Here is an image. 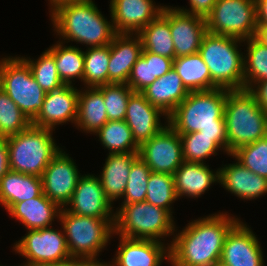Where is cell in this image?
I'll return each instance as SVG.
<instances>
[{
  "label": "cell",
  "instance_id": "cell-1",
  "mask_svg": "<svg viewBox=\"0 0 267 266\" xmlns=\"http://www.w3.org/2000/svg\"><path fill=\"white\" fill-rule=\"evenodd\" d=\"M205 217L189 222L174 234L168 244L172 266H211L220 260L226 235L240 219L227 212Z\"/></svg>",
  "mask_w": 267,
  "mask_h": 266
},
{
  "label": "cell",
  "instance_id": "cell-2",
  "mask_svg": "<svg viewBox=\"0 0 267 266\" xmlns=\"http://www.w3.org/2000/svg\"><path fill=\"white\" fill-rule=\"evenodd\" d=\"M227 89L215 88L189 92L168 116V124L178 134L200 132L213 137L227 154V134L224 118Z\"/></svg>",
  "mask_w": 267,
  "mask_h": 266
},
{
  "label": "cell",
  "instance_id": "cell-3",
  "mask_svg": "<svg viewBox=\"0 0 267 266\" xmlns=\"http://www.w3.org/2000/svg\"><path fill=\"white\" fill-rule=\"evenodd\" d=\"M50 17L61 42L74 41L88 48L107 46L117 34L113 22L105 19L92 0L62 5Z\"/></svg>",
  "mask_w": 267,
  "mask_h": 266
},
{
  "label": "cell",
  "instance_id": "cell-4",
  "mask_svg": "<svg viewBox=\"0 0 267 266\" xmlns=\"http://www.w3.org/2000/svg\"><path fill=\"white\" fill-rule=\"evenodd\" d=\"M224 118L227 155L267 136V112L250 90H228Z\"/></svg>",
  "mask_w": 267,
  "mask_h": 266
},
{
  "label": "cell",
  "instance_id": "cell-5",
  "mask_svg": "<svg viewBox=\"0 0 267 266\" xmlns=\"http://www.w3.org/2000/svg\"><path fill=\"white\" fill-rule=\"evenodd\" d=\"M243 42L238 38L208 31L204 34L199 54L207 65L211 82L216 88L244 89V56L239 49Z\"/></svg>",
  "mask_w": 267,
  "mask_h": 266
},
{
  "label": "cell",
  "instance_id": "cell-6",
  "mask_svg": "<svg viewBox=\"0 0 267 266\" xmlns=\"http://www.w3.org/2000/svg\"><path fill=\"white\" fill-rule=\"evenodd\" d=\"M53 130L30 125L7 137L10 170L41 177L52 158L60 151Z\"/></svg>",
  "mask_w": 267,
  "mask_h": 266
},
{
  "label": "cell",
  "instance_id": "cell-7",
  "mask_svg": "<svg viewBox=\"0 0 267 266\" xmlns=\"http://www.w3.org/2000/svg\"><path fill=\"white\" fill-rule=\"evenodd\" d=\"M173 219L169 211L146 201L121 204V208L115 211L114 234L162 242L164 237L174 235L178 230Z\"/></svg>",
  "mask_w": 267,
  "mask_h": 266
},
{
  "label": "cell",
  "instance_id": "cell-8",
  "mask_svg": "<svg viewBox=\"0 0 267 266\" xmlns=\"http://www.w3.org/2000/svg\"><path fill=\"white\" fill-rule=\"evenodd\" d=\"M59 221L71 257L100 262L97 256L114 235L115 219L75 215L62 208Z\"/></svg>",
  "mask_w": 267,
  "mask_h": 266
},
{
  "label": "cell",
  "instance_id": "cell-9",
  "mask_svg": "<svg viewBox=\"0 0 267 266\" xmlns=\"http://www.w3.org/2000/svg\"><path fill=\"white\" fill-rule=\"evenodd\" d=\"M1 89L32 122L42 109L46 92L33 78L22 57L7 56L0 60Z\"/></svg>",
  "mask_w": 267,
  "mask_h": 266
},
{
  "label": "cell",
  "instance_id": "cell-10",
  "mask_svg": "<svg viewBox=\"0 0 267 266\" xmlns=\"http://www.w3.org/2000/svg\"><path fill=\"white\" fill-rule=\"evenodd\" d=\"M205 21L210 33L247 40L256 32L255 0H218Z\"/></svg>",
  "mask_w": 267,
  "mask_h": 266
},
{
  "label": "cell",
  "instance_id": "cell-11",
  "mask_svg": "<svg viewBox=\"0 0 267 266\" xmlns=\"http://www.w3.org/2000/svg\"><path fill=\"white\" fill-rule=\"evenodd\" d=\"M13 249L26 258L24 266H50L71 258L62 227L58 231L52 226L28 230Z\"/></svg>",
  "mask_w": 267,
  "mask_h": 266
},
{
  "label": "cell",
  "instance_id": "cell-12",
  "mask_svg": "<svg viewBox=\"0 0 267 266\" xmlns=\"http://www.w3.org/2000/svg\"><path fill=\"white\" fill-rule=\"evenodd\" d=\"M138 155L151 172L173 175L184 162L181 138L169 124L142 143Z\"/></svg>",
  "mask_w": 267,
  "mask_h": 266
},
{
  "label": "cell",
  "instance_id": "cell-13",
  "mask_svg": "<svg viewBox=\"0 0 267 266\" xmlns=\"http://www.w3.org/2000/svg\"><path fill=\"white\" fill-rule=\"evenodd\" d=\"M80 176L74 160L60 149L41 176L43 193L64 208L70 202Z\"/></svg>",
  "mask_w": 267,
  "mask_h": 266
},
{
  "label": "cell",
  "instance_id": "cell-14",
  "mask_svg": "<svg viewBox=\"0 0 267 266\" xmlns=\"http://www.w3.org/2000/svg\"><path fill=\"white\" fill-rule=\"evenodd\" d=\"M69 206L65 209L75 215L90 216L100 219H115L111 202L106 198L101 181L93 174L81 175Z\"/></svg>",
  "mask_w": 267,
  "mask_h": 266
},
{
  "label": "cell",
  "instance_id": "cell-15",
  "mask_svg": "<svg viewBox=\"0 0 267 266\" xmlns=\"http://www.w3.org/2000/svg\"><path fill=\"white\" fill-rule=\"evenodd\" d=\"M239 220L226 235L220 260L230 266H265L256 235Z\"/></svg>",
  "mask_w": 267,
  "mask_h": 266
},
{
  "label": "cell",
  "instance_id": "cell-16",
  "mask_svg": "<svg viewBox=\"0 0 267 266\" xmlns=\"http://www.w3.org/2000/svg\"><path fill=\"white\" fill-rule=\"evenodd\" d=\"M74 85H63L46 93L42 109L32 125L55 131L56 125L66 122L75 124L78 110L79 90Z\"/></svg>",
  "mask_w": 267,
  "mask_h": 266
},
{
  "label": "cell",
  "instance_id": "cell-17",
  "mask_svg": "<svg viewBox=\"0 0 267 266\" xmlns=\"http://www.w3.org/2000/svg\"><path fill=\"white\" fill-rule=\"evenodd\" d=\"M154 0H110V17L117 34H138L163 10ZM155 3V4H154Z\"/></svg>",
  "mask_w": 267,
  "mask_h": 266
},
{
  "label": "cell",
  "instance_id": "cell-18",
  "mask_svg": "<svg viewBox=\"0 0 267 266\" xmlns=\"http://www.w3.org/2000/svg\"><path fill=\"white\" fill-rule=\"evenodd\" d=\"M119 238L116 257L105 266H160L163 260L170 262V246L165 242Z\"/></svg>",
  "mask_w": 267,
  "mask_h": 266
},
{
  "label": "cell",
  "instance_id": "cell-19",
  "mask_svg": "<svg viewBox=\"0 0 267 266\" xmlns=\"http://www.w3.org/2000/svg\"><path fill=\"white\" fill-rule=\"evenodd\" d=\"M161 116L168 119L158 107L150 104L141 92H134L127 103L125 122L132 131L133 138L140 146L159 133L167 124L161 123ZM166 117V118H165Z\"/></svg>",
  "mask_w": 267,
  "mask_h": 266
},
{
  "label": "cell",
  "instance_id": "cell-20",
  "mask_svg": "<svg viewBox=\"0 0 267 266\" xmlns=\"http://www.w3.org/2000/svg\"><path fill=\"white\" fill-rule=\"evenodd\" d=\"M170 32L175 58L199 52L202 38L207 32L205 18L170 7Z\"/></svg>",
  "mask_w": 267,
  "mask_h": 266
},
{
  "label": "cell",
  "instance_id": "cell-21",
  "mask_svg": "<svg viewBox=\"0 0 267 266\" xmlns=\"http://www.w3.org/2000/svg\"><path fill=\"white\" fill-rule=\"evenodd\" d=\"M142 40L138 34H116L110 43L108 84H127L132 67L141 56Z\"/></svg>",
  "mask_w": 267,
  "mask_h": 266
},
{
  "label": "cell",
  "instance_id": "cell-22",
  "mask_svg": "<svg viewBox=\"0 0 267 266\" xmlns=\"http://www.w3.org/2000/svg\"><path fill=\"white\" fill-rule=\"evenodd\" d=\"M224 166V167H223ZM219 168V184L242 200H252L267 193V178L259 176L238 161Z\"/></svg>",
  "mask_w": 267,
  "mask_h": 266
},
{
  "label": "cell",
  "instance_id": "cell-23",
  "mask_svg": "<svg viewBox=\"0 0 267 266\" xmlns=\"http://www.w3.org/2000/svg\"><path fill=\"white\" fill-rule=\"evenodd\" d=\"M173 176L178 199L182 196L198 198L213 183L219 182V169L213 172L206 163L184 161Z\"/></svg>",
  "mask_w": 267,
  "mask_h": 266
},
{
  "label": "cell",
  "instance_id": "cell-24",
  "mask_svg": "<svg viewBox=\"0 0 267 266\" xmlns=\"http://www.w3.org/2000/svg\"><path fill=\"white\" fill-rule=\"evenodd\" d=\"M61 209L42 193L38 197L15 203L7 212L24 224L27 230H37L52 226V221L59 219Z\"/></svg>",
  "mask_w": 267,
  "mask_h": 266
},
{
  "label": "cell",
  "instance_id": "cell-25",
  "mask_svg": "<svg viewBox=\"0 0 267 266\" xmlns=\"http://www.w3.org/2000/svg\"><path fill=\"white\" fill-rule=\"evenodd\" d=\"M141 93L150 104L158 107L168 117L187 97L189 91L183 85L179 75L172 68L162 77L157 78Z\"/></svg>",
  "mask_w": 267,
  "mask_h": 266
},
{
  "label": "cell",
  "instance_id": "cell-26",
  "mask_svg": "<svg viewBox=\"0 0 267 266\" xmlns=\"http://www.w3.org/2000/svg\"><path fill=\"white\" fill-rule=\"evenodd\" d=\"M139 157L138 153H116L108 154L103 165L99 179L106 198L113 204V201L122 198L130 168L133 162Z\"/></svg>",
  "mask_w": 267,
  "mask_h": 266
},
{
  "label": "cell",
  "instance_id": "cell-27",
  "mask_svg": "<svg viewBox=\"0 0 267 266\" xmlns=\"http://www.w3.org/2000/svg\"><path fill=\"white\" fill-rule=\"evenodd\" d=\"M41 177L10 170L0 179V204L8 211L15 203L40 196Z\"/></svg>",
  "mask_w": 267,
  "mask_h": 266
},
{
  "label": "cell",
  "instance_id": "cell-28",
  "mask_svg": "<svg viewBox=\"0 0 267 266\" xmlns=\"http://www.w3.org/2000/svg\"><path fill=\"white\" fill-rule=\"evenodd\" d=\"M138 35L142 40V50L174 60L175 50L170 32V6L164 5L162 12Z\"/></svg>",
  "mask_w": 267,
  "mask_h": 266
},
{
  "label": "cell",
  "instance_id": "cell-29",
  "mask_svg": "<svg viewBox=\"0 0 267 266\" xmlns=\"http://www.w3.org/2000/svg\"><path fill=\"white\" fill-rule=\"evenodd\" d=\"M107 121L102 92L97 87L79 90L75 127L94 135Z\"/></svg>",
  "mask_w": 267,
  "mask_h": 266
},
{
  "label": "cell",
  "instance_id": "cell-30",
  "mask_svg": "<svg viewBox=\"0 0 267 266\" xmlns=\"http://www.w3.org/2000/svg\"><path fill=\"white\" fill-rule=\"evenodd\" d=\"M173 69L189 92L215 89L207 65L198 53L174 58Z\"/></svg>",
  "mask_w": 267,
  "mask_h": 266
},
{
  "label": "cell",
  "instance_id": "cell-31",
  "mask_svg": "<svg viewBox=\"0 0 267 266\" xmlns=\"http://www.w3.org/2000/svg\"><path fill=\"white\" fill-rule=\"evenodd\" d=\"M65 42L57 41V44L47 50L54 56L59 78L64 85H72L74 79L83 81L84 51L76 46L63 45Z\"/></svg>",
  "mask_w": 267,
  "mask_h": 266
},
{
  "label": "cell",
  "instance_id": "cell-32",
  "mask_svg": "<svg viewBox=\"0 0 267 266\" xmlns=\"http://www.w3.org/2000/svg\"><path fill=\"white\" fill-rule=\"evenodd\" d=\"M109 154L138 153L139 145L125 120L107 121L96 133Z\"/></svg>",
  "mask_w": 267,
  "mask_h": 266
},
{
  "label": "cell",
  "instance_id": "cell-33",
  "mask_svg": "<svg viewBox=\"0 0 267 266\" xmlns=\"http://www.w3.org/2000/svg\"><path fill=\"white\" fill-rule=\"evenodd\" d=\"M247 52L244 56V89L250 90L256 83L267 79V46L254 37L244 40Z\"/></svg>",
  "mask_w": 267,
  "mask_h": 266
},
{
  "label": "cell",
  "instance_id": "cell-34",
  "mask_svg": "<svg viewBox=\"0 0 267 266\" xmlns=\"http://www.w3.org/2000/svg\"><path fill=\"white\" fill-rule=\"evenodd\" d=\"M110 44L91 47L84 51L83 83L86 87H98L108 84V65Z\"/></svg>",
  "mask_w": 267,
  "mask_h": 266
},
{
  "label": "cell",
  "instance_id": "cell-35",
  "mask_svg": "<svg viewBox=\"0 0 267 266\" xmlns=\"http://www.w3.org/2000/svg\"><path fill=\"white\" fill-rule=\"evenodd\" d=\"M178 200L175 192L174 176L169 173L151 172L145 201L172 212V203Z\"/></svg>",
  "mask_w": 267,
  "mask_h": 266
},
{
  "label": "cell",
  "instance_id": "cell-36",
  "mask_svg": "<svg viewBox=\"0 0 267 266\" xmlns=\"http://www.w3.org/2000/svg\"><path fill=\"white\" fill-rule=\"evenodd\" d=\"M182 142L183 159L186 162L203 163L211 155H217L216 151L224 149L215 141L213 137H206L200 132L179 134Z\"/></svg>",
  "mask_w": 267,
  "mask_h": 266
},
{
  "label": "cell",
  "instance_id": "cell-37",
  "mask_svg": "<svg viewBox=\"0 0 267 266\" xmlns=\"http://www.w3.org/2000/svg\"><path fill=\"white\" fill-rule=\"evenodd\" d=\"M22 58L28 63L33 78L46 93L59 89L64 85L59 78L54 56L48 50H45L36 60H31L30 57L22 56Z\"/></svg>",
  "mask_w": 267,
  "mask_h": 266
},
{
  "label": "cell",
  "instance_id": "cell-38",
  "mask_svg": "<svg viewBox=\"0 0 267 266\" xmlns=\"http://www.w3.org/2000/svg\"><path fill=\"white\" fill-rule=\"evenodd\" d=\"M32 122L0 89V137H10L27 129Z\"/></svg>",
  "mask_w": 267,
  "mask_h": 266
},
{
  "label": "cell",
  "instance_id": "cell-39",
  "mask_svg": "<svg viewBox=\"0 0 267 266\" xmlns=\"http://www.w3.org/2000/svg\"><path fill=\"white\" fill-rule=\"evenodd\" d=\"M97 88L102 92L108 121L125 120L127 103L134 91L127 84L115 83Z\"/></svg>",
  "mask_w": 267,
  "mask_h": 266
},
{
  "label": "cell",
  "instance_id": "cell-40",
  "mask_svg": "<svg viewBox=\"0 0 267 266\" xmlns=\"http://www.w3.org/2000/svg\"><path fill=\"white\" fill-rule=\"evenodd\" d=\"M230 156L253 173L267 178V136L238 148Z\"/></svg>",
  "mask_w": 267,
  "mask_h": 266
},
{
  "label": "cell",
  "instance_id": "cell-41",
  "mask_svg": "<svg viewBox=\"0 0 267 266\" xmlns=\"http://www.w3.org/2000/svg\"><path fill=\"white\" fill-rule=\"evenodd\" d=\"M151 170L148 165L138 157L130 168L129 178L122 204L144 202L147 194V184Z\"/></svg>",
  "mask_w": 267,
  "mask_h": 266
},
{
  "label": "cell",
  "instance_id": "cell-42",
  "mask_svg": "<svg viewBox=\"0 0 267 266\" xmlns=\"http://www.w3.org/2000/svg\"><path fill=\"white\" fill-rule=\"evenodd\" d=\"M155 80L152 79L151 60H145L140 56L132 67L127 85L134 92H142Z\"/></svg>",
  "mask_w": 267,
  "mask_h": 266
},
{
  "label": "cell",
  "instance_id": "cell-43",
  "mask_svg": "<svg viewBox=\"0 0 267 266\" xmlns=\"http://www.w3.org/2000/svg\"><path fill=\"white\" fill-rule=\"evenodd\" d=\"M141 56L145 60H151L152 79L162 77L173 68V59L171 58L153 54L146 50H142Z\"/></svg>",
  "mask_w": 267,
  "mask_h": 266
},
{
  "label": "cell",
  "instance_id": "cell-44",
  "mask_svg": "<svg viewBox=\"0 0 267 266\" xmlns=\"http://www.w3.org/2000/svg\"><path fill=\"white\" fill-rule=\"evenodd\" d=\"M217 1L218 0H189L190 9L188 8L187 10L184 7L182 9L180 7L175 8L182 12L205 18L212 11Z\"/></svg>",
  "mask_w": 267,
  "mask_h": 266
},
{
  "label": "cell",
  "instance_id": "cell-45",
  "mask_svg": "<svg viewBox=\"0 0 267 266\" xmlns=\"http://www.w3.org/2000/svg\"><path fill=\"white\" fill-rule=\"evenodd\" d=\"M10 171L9 149L6 137H0V179Z\"/></svg>",
  "mask_w": 267,
  "mask_h": 266
},
{
  "label": "cell",
  "instance_id": "cell-46",
  "mask_svg": "<svg viewBox=\"0 0 267 266\" xmlns=\"http://www.w3.org/2000/svg\"><path fill=\"white\" fill-rule=\"evenodd\" d=\"M250 91L255 95L257 103L267 112V79L256 83Z\"/></svg>",
  "mask_w": 267,
  "mask_h": 266
},
{
  "label": "cell",
  "instance_id": "cell-47",
  "mask_svg": "<svg viewBox=\"0 0 267 266\" xmlns=\"http://www.w3.org/2000/svg\"><path fill=\"white\" fill-rule=\"evenodd\" d=\"M106 262H96L89 259L71 257L50 266H105Z\"/></svg>",
  "mask_w": 267,
  "mask_h": 266
},
{
  "label": "cell",
  "instance_id": "cell-48",
  "mask_svg": "<svg viewBox=\"0 0 267 266\" xmlns=\"http://www.w3.org/2000/svg\"><path fill=\"white\" fill-rule=\"evenodd\" d=\"M257 24H267V0H255Z\"/></svg>",
  "mask_w": 267,
  "mask_h": 266
},
{
  "label": "cell",
  "instance_id": "cell-49",
  "mask_svg": "<svg viewBox=\"0 0 267 266\" xmlns=\"http://www.w3.org/2000/svg\"><path fill=\"white\" fill-rule=\"evenodd\" d=\"M254 38L267 46V24H257Z\"/></svg>",
  "mask_w": 267,
  "mask_h": 266
},
{
  "label": "cell",
  "instance_id": "cell-50",
  "mask_svg": "<svg viewBox=\"0 0 267 266\" xmlns=\"http://www.w3.org/2000/svg\"><path fill=\"white\" fill-rule=\"evenodd\" d=\"M49 5H50V14L56 10L58 7L65 5V4H70V3H75V2H81L84 0H48Z\"/></svg>",
  "mask_w": 267,
  "mask_h": 266
},
{
  "label": "cell",
  "instance_id": "cell-51",
  "mask_svg": "<svg viewBox=\"0 0 267 266\" xmlns=\"http://www.w3.org/2000/svg\"><path fill=\"white\" fill-rule=\"evenodd\" d=\"M211 266H230V265L222 262L221 260H218L214 264H212Z\"/></svg>",
  "mask_w": 267,
  "mask_h": 266
}]
</instances>
